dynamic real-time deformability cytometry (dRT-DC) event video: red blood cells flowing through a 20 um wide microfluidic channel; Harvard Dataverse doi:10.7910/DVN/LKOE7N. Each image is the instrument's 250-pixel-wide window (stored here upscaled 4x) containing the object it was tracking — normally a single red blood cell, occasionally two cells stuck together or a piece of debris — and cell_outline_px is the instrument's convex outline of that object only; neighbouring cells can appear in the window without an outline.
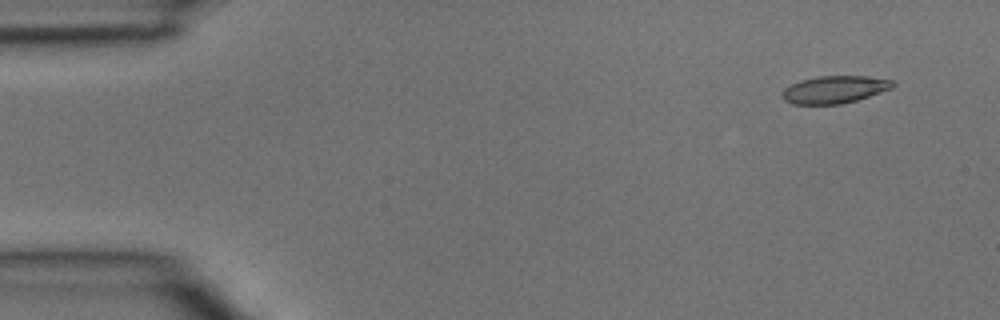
{"species": "common noctule bat (a hibernating species)", "species_latin": "Nyctalus noctula", "temperature_condition": "room temperature", "stored_images_in_passage": 3, "camera_frame_rate_fps": 3000, "um_per_image_px": 0.085, "animal": {"sex": "male", "body_mass_g": 15.6}, "frame": {"image": 1, "passage_image": 1, "time_ms": 0.0, "image_size_px": [1000, 320], "cell_outline_px": [[896, 84], [892, 88], [856, 100], [840, 104], [792, 104], [784, 100], [780, 96], [780, 92], [784, 88], [800, 80], [820, 76], [868, 76], [892, 80]], "centroid_in_image_um": [70.9, 7.61], "position_along_channel_um": 14.1, "area_um2": 17.69}}